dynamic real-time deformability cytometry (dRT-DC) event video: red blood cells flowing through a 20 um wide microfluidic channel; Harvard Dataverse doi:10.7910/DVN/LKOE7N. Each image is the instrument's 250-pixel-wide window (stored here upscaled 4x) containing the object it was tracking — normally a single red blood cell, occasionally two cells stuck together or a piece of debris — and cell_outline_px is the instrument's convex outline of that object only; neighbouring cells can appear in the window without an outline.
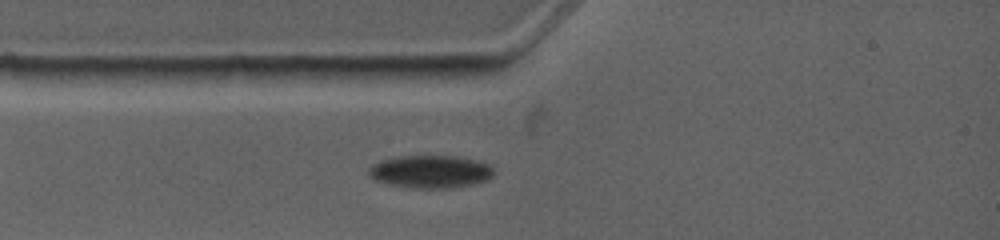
{"species": "common noctule bat (a hibernating species)", "species_latin": "Nyctalus noctula", "temperature_condition": "warm", "stored_images_in_passage": 3, "camera_frame_rate_fps": 4500, "um_per_image_px": 0.085, "animal": {"sex": "female", "body_mass_g": 19.0, "forearm_length_mm": 53.3}, "frame": {"image": 1, "passage_image": 3, "time_ms": 2.0, "image_size_px": [1000, 240], "cell_outline_px": [[492, 176], [484, 180], [472, 184], [444, 188], [424, 188], [392, 184], [376, 180], [368, 176], [368, 168], [384, 160], [400, 156], [460, 156], [492, 164]], "centroid_in_image_um": [36.62, 14.57], "position_along_channel_um": 48.4, "area_um2": 23.35}}